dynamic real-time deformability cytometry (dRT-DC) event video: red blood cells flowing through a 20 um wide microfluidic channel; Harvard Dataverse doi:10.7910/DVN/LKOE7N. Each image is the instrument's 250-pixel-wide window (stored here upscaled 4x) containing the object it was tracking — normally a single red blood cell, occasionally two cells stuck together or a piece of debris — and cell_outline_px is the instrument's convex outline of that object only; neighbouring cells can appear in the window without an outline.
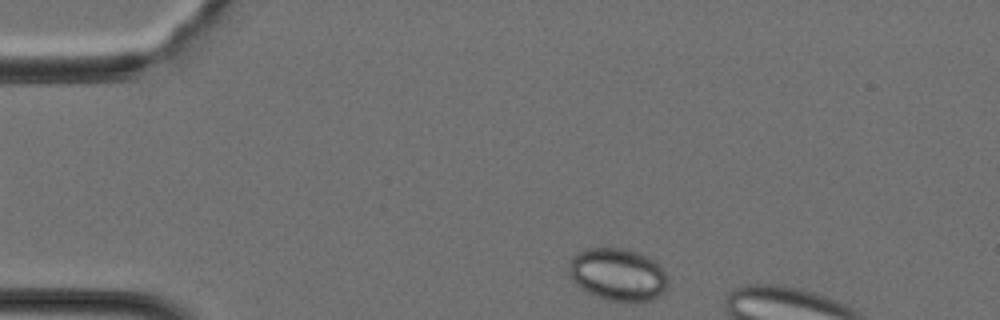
{"species": "Egyptian fruit bat (a non-hibernating species)", "species_latin": "Rousettus aegyptiacus", "temperature_condition": "cold", "stored_images_in_passage": 6, "camera_frame_rate_fps": 3000, "um_per_image_px": 0.085, "animal": {"sex": "female"}, "frame": {"image": 1, "passage_image": 1, "time_ms": 0.0, "image_size_px": [1000, 320], "cell_outline_px": [[668, 288], [664, 292], [648, 300], [632, 304], [608, 300], [596, 296], [580, 288], [568, 276], [568, 264], [572, 256], [576, 252], [588, 248], [620, 248], [636, 252], [652, 260], [668, 276]], "centroid_in_image_um": [52.47, 23.36], "position_along_channel_um": 32.5, "area_um2": 30.58}}